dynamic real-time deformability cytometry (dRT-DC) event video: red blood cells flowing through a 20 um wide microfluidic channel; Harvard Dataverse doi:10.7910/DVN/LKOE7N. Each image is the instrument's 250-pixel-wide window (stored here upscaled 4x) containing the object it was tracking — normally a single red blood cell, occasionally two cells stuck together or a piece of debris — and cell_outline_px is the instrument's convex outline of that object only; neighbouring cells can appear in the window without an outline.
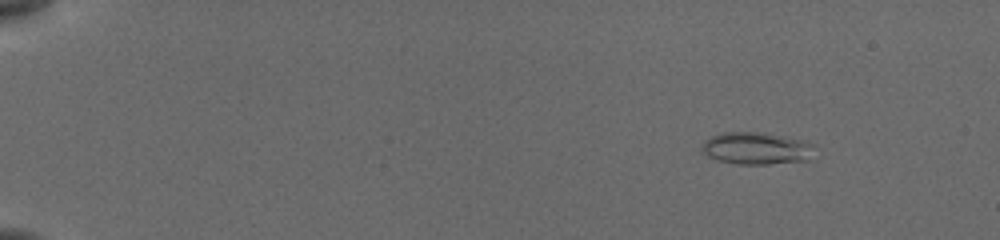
{"species": "common noctule bat (a hibernating species)", "species_latin": "Nyctalus noctula", "temperature_condition": "cold", "stored_images_in_passage": 50, "camera_frame_rate_fps": 3000, "um_per_image_px": 0.085, "animal": {"sex": "female", "body_mass_g": 19.5, "forearm_length_mm": 54.1}, "frame": {"image": 1, "passage_image": 2, "time_ms": 0.333, "image_size_px": [1000, 240], "cell_outline_px": [[816, 144], [808, 160], [768, 164], [736, 164], [716, 160], [708, 156], [700, 148], [704, 140], [712, 136], [724, 132], [764, 132], [804, 140]], "centroid_in_image_um": [64.29, 12.6], "position_along_channel_um": 20.7, "area_um2": 21.33}}
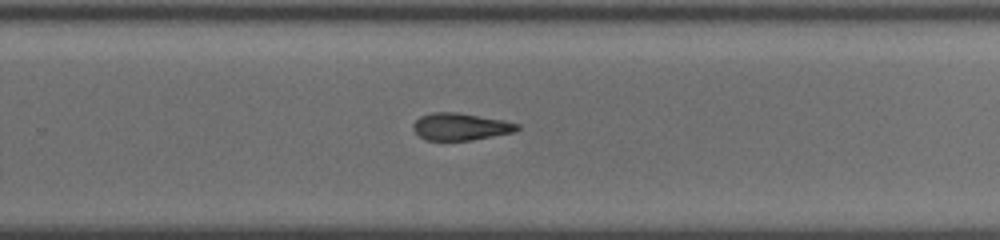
{"frame": {"image": 2, "passage_image": 33, "time_ms": 10.667, "image_size_px": [1000, 240], "cell_outline_px": [[520, 128], [516, 132], [472, 140], [424, 140], [412, 128], [412, 124], [420, 116], [432, 112], [456, 112], [504, 120], [520, 124]], "centroid_in_image_um": [39.16, 10.76], "position_along_channel_um": 290.6, "area_um2": 16.59}}
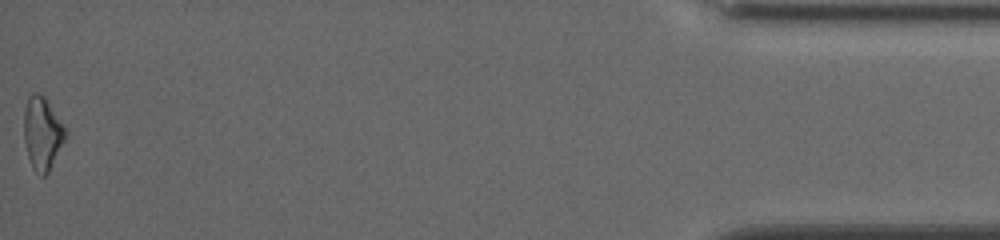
{"frame": {"image": 3, "passage_image": 50, "time_ms": 16.333, "image_size_px": [1000, 240], "cell_outline_px": [[68, 132], [48, 172], [44, 176], [40, 176], [32, 168], [28, 156], [24, 140], [24, 108], [28, 96], [32, 92], [36, 92], [44, 96]], "centroid_in_image_um": [3.57, 11.31], "position_along_channel_um": 431.6, "area_um2": 17.46}, "authors_computed_cell_mechanics": {"area_um2": 17.34, "velocity_mm_per_s": 3.8914, "shape_relaxation_time_tau1_ms": null, "shape_relaxation_time_tau2_ms": 5.5571, "deformation_change_tau1": null, "deformation_change_tau2": 0.1552}}